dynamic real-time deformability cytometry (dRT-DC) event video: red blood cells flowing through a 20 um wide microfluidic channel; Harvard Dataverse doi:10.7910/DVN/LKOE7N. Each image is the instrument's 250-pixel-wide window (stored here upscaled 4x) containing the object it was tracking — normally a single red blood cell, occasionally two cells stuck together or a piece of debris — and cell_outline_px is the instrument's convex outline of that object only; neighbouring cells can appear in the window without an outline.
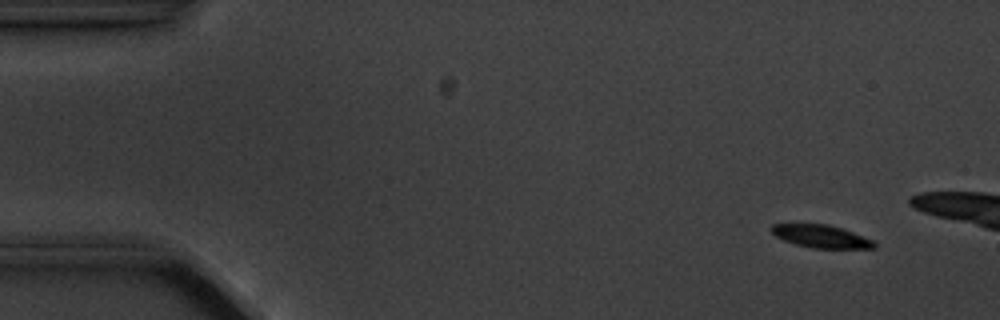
{"species": "common noctule bat (a hibernating species)", "species_latin": "Nyctalus noctula", "temperature_condition": "cold", "stored_images_in_passage": 4, "camera_frame_rate_fps": 3000, "um_per_image_px": 0.085, "animal": {"sex": "male", "body_mass_g": 20.1, "forearm_length_mm": 53.5}, "frame": {"image": 1, "passage_image": 2, "time_ms": 1.0, "image_size_px": [1000, 320], "cell_outline_px": [[876, 248], [812, 248], [796, 244], [784, 240], [776, 236], [768, 228], [772, 224], [828, 224], [844, 228], [872, 240], [876, 244]], "centroid_in_image_um": [69.79, 20.08], "position_along_channel_um": 15.2, "area_um2": 13.64}}